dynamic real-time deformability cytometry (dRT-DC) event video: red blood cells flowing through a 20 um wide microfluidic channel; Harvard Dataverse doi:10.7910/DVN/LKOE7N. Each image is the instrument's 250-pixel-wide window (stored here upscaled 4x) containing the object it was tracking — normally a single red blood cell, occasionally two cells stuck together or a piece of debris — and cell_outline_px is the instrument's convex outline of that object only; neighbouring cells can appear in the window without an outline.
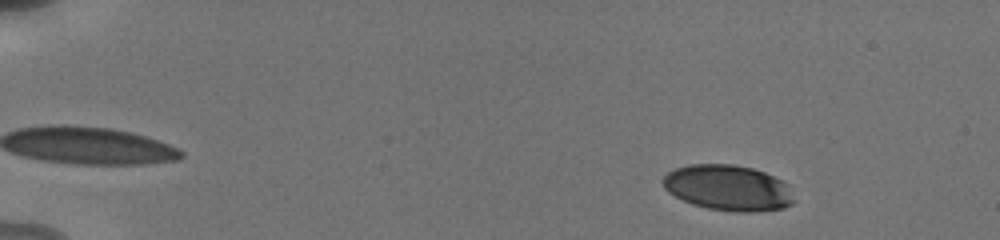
{"species": "human", "species_latin": "Homo sapiens", "temperature_condition": "cold", "stored_images_in_passage": 15, "camera_frame_rate_fps": 3000, "um_per_image_px": 0.085, "donor": {"sex": "male"}, "frame": {"image": 1, "passage_image": 4, "time_ms": 1.0, "image_size_px": [1000, 240], "cell_outline_px": [[796, 200], [792, 204], [784, 208], [756, 212], [736, 212], [708, 208], [692, 204], [668, 192], [664, 188], [664, 176], [668, 172], [676, 168], [688, 164], [732, 164], [752, 168], [764, 172], [788, 184]], "centroid_in_image_um": [61.92, 15.97], "position_along_channel_um": 23.1, "area_um2": 34.91}}